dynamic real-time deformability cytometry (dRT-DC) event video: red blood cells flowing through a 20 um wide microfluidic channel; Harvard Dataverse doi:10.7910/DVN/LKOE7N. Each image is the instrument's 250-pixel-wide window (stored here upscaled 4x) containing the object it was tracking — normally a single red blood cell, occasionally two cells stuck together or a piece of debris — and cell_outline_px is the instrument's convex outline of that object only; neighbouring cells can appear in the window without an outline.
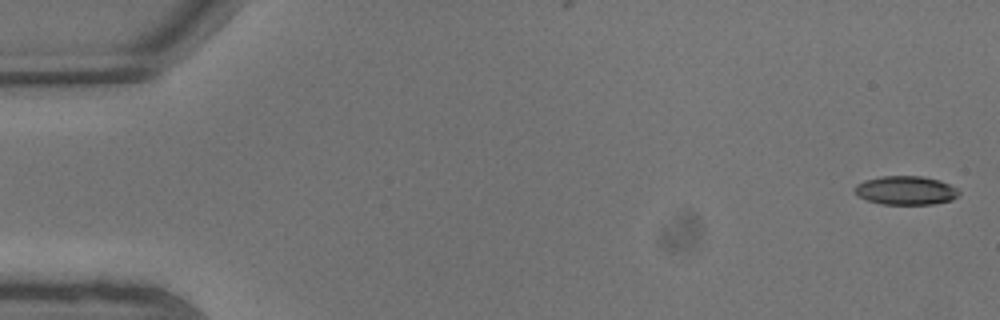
{"species": "common noctule bat (a hibernating species)", "species_latin": "Nyctalus noctula", "temperature_condition": "warm", "stored_images_in_passage": 9, "camera_frame_rate_fps": 3000, "um_per_image_px": 0.085, "animal": {"sex": "male", "body_mass_g": 13.3}, "frame": {"image": 1, "passage_image": 1, "time_ms": 0.0, "image_size_px": [1000, 320], "cell_outline_px": [[960, 192], [952, 200], [932, 204], [880, 204], [868, 200], [860, 196], [852, 188], [856, 184], [864, 180], [880, 176], [924, 176], [940, 180], [956, 188]], "centroid_in_image_um": [76.97, 16.17], "position_along_channel_um": 8.0, "area_um2": 17.46}}
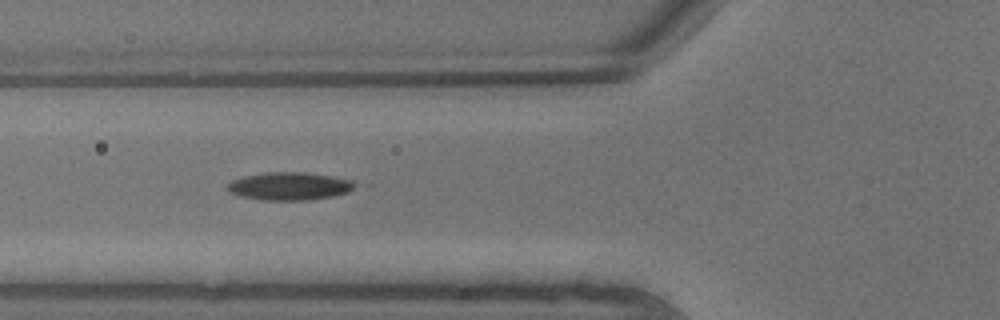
{"frame": {"image": 2, "passage_image": 8, "time_ms": 2.333, "image_size_px": [1000, 320], "cell_outline_px": [[360, 184], [348, 192], [332, 196], [308, 200], [260, 200], [240, 196], [228, 192], [224, 188], [232, 180], [244, 176], [268, 172], [300, 172], [328, 176], [352, 180]], "centroid_in_image_um": [24.58, 15.83], "position_along_channel_um": 101.2, "area_um2": 20.75}}
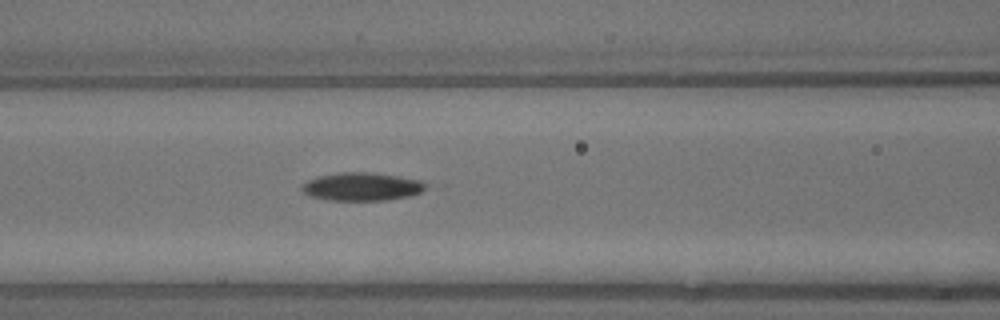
{"frame": {"image": 3, "passage_image": 9, "time_ms": 2.667, "image_size_px": [1000, 320], "cell_outline_px": [[428, 184], [420, 192], [408, 196], [388, 200], [328, 200], [312, 196], [304, 192], [300, 188], [308, 180], [316, 176], [340, 172], [372, 172], [420, 180]], "centroid_in_image_um": [30.74, 15.85], "position_along_channel_um": 135.9, "area_um2": 20.17}}